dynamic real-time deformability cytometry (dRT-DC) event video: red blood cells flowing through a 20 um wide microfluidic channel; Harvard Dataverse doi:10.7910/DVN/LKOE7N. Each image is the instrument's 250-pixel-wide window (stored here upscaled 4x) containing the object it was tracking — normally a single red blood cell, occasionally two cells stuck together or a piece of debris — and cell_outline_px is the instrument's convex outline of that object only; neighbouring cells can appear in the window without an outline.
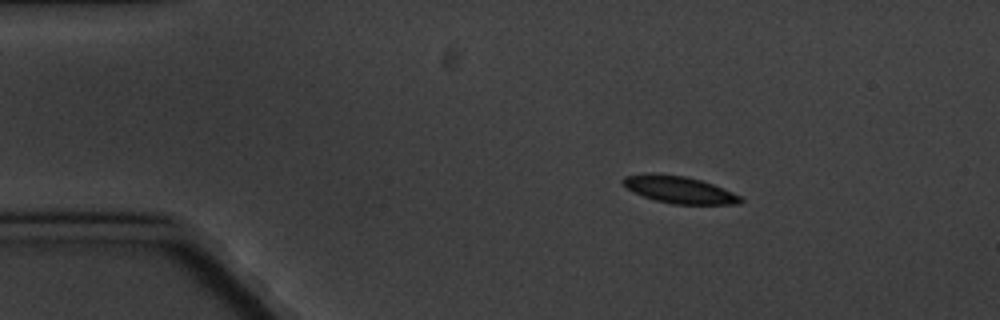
{"species": "common noctule bat (a hibernating species)", "species_latin": "Nyctalus noctula", "temperature_condition": "cold", "stored_images_in_passage": 4, "camera_frame_rate_fps": 3000, "um_per_image_px": 0.085, "animal": {"sex": "male", "body_mass_g": 20.1, "forearm_length_mm": 53.5}, "frame": {"image": 1, "passage_image": 1, "time_ms": 0.0, "image_size_px": [1000, 320], "cell_outline_px": [[744, 200], [740, 204], [672, 204], [656, 200], [644, 196], [624, 188], [620, 184], [620, 180], [624, 176], [684, 176], [700, 180], [712, 184], [732, 192], [740, 196]], "centroid_in_image_um": [57.76, 16.17], "position_along_channel_um": 27.2, "area_um2": 17.8}}
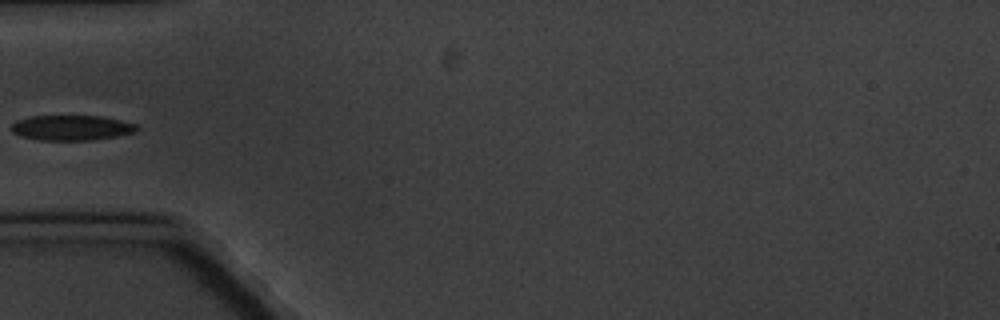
{"frame": {"image": 2, "passage_image": 4, "time_ms": 3.333, "image_size_px": [1000, 320], "cell_outline_px": [[140, 128], [136, 132], [116, 136], [92, 140], [40, 140], [20, 136], [12, 132], [12, 124], [16, 120], [32, 116], [100, 116], [120, 120], [136, 124]], "centroid_in_image_um": [6.09, 10.86], "position_along_channel_um": 78.9, "area_um2": 18.38}}